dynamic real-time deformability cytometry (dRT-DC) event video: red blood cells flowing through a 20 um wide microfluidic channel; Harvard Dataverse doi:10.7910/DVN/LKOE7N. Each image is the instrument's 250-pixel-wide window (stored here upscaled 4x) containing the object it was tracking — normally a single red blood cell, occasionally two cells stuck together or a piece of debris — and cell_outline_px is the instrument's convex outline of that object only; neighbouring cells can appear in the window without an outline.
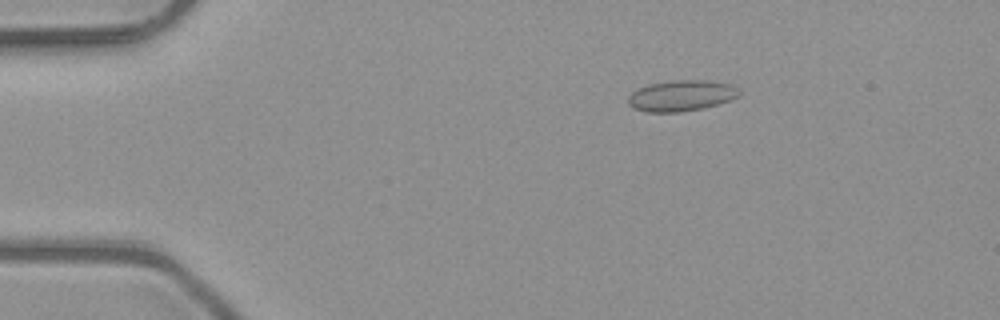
{"species": "common noctule bat (a hibernating species)", "species_latin": "Nyctalus noctula", "temperature_condition": "room temperature", "stored_images_in_passage": 6, "camera_frame_rate_fps": 3000, "um_per_image_px": 0.085, "animal": {"sex": "male", "body_mass_g": 23.1, "forearm_length_mm": 52.7}, "frame": {"image": 1, "passage_image": 3, "time_ms": 0.667, "image_size_px": [1000, 320], "cell_outline_px": [[740, 96], [704, 108], [680, 112], [648, 112], [632, 108], [628, 104], [628, 96], [632, 92], [648, 84], [672, 80], [704, 80], [728, 84], [736, 88], [740, 92]], "centroid_in_image_um": [57.87, 8.14], "position_along_channel_um": 27.1, "area_um2": 19.88}}
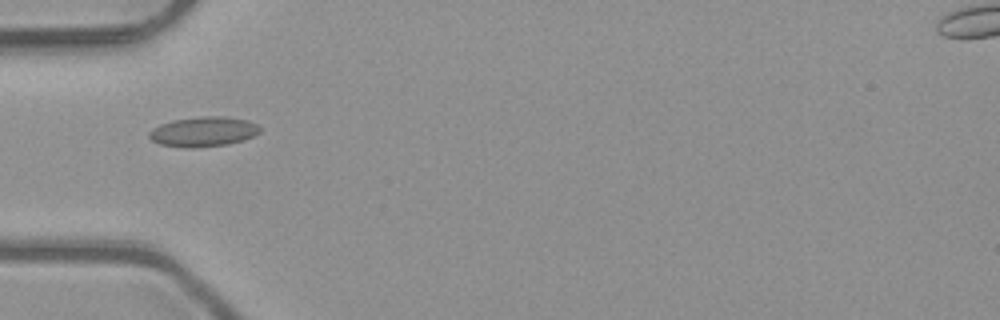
{"frame": {"image": 2, "passage_image": 5, "time_ms": 1.333, "image_size_px": [1000, 320], "cell_outline_px": [[260, 132], [244, 140], [228, 144], [192, 148], [184, 148], [160, 144], [152, 140], [148, 136], [148, 132], [152, 128], [160, 124], [172, 120], [204, 116], [224, 116], [248, 120], [256, 124], [260, 128]], "centroid_in_image_um": [17.26, 11.19], "position_along_channel_um": 67.7, "area_um2": 19.36}}
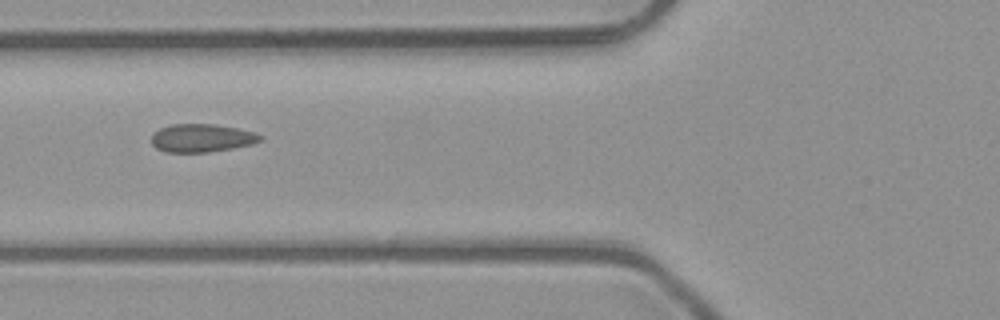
{"frame": {"image": 3, "passage_image": 6, "time_ms": 1.667, "image_size_px": [1000, 320], "cell_outline_px": [[264, 136], [260, 140], [252, 144], [232, 148], [208, 152], [164, 152], [156, 148], [152, 144], [152, 136], [160, 128], [172, 124], [216, 124], [256, 132]], "centroid_in_image_um": [17.16, 11.73], "position_along_channel_um": 108.6, "area_um2": 17.8}}